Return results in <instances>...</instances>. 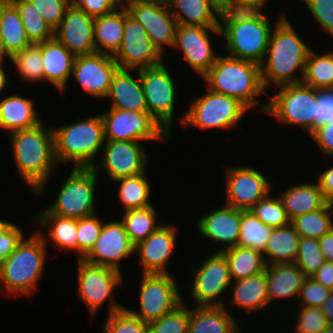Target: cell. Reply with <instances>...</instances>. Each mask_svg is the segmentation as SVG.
Segmentation results:
<instances>
[{
	"label": "cell",
	"instance_id": "cell-1",
	"mask_svg": "<svg viewBox=\"0 0 333 333\" xmlns=\"http://www.w3.org/2000/svg\"><path fill=\"white\" fill-rule=\"evenodd\" d=\"M299 36L287 16L280 14L274 23L265 59L260 65L266 92L272 83L277 87L302 83L311 47Z\"/></svg>",
	"mask_w": 333,
	"mask_h": 333
},
{
	"label": "cell",
	"instance_id": "cell-2",
	"mask_svg": "<svg viewBox=\"0 0 333 333\" xmlns=\"http://www.w3.org/2000/svg\"><path fill=\"white\" fill-rule=\"evenodd\" d=\"M10 134L16 170L36 195L42 194L58 163L54 153L52 127L42 122Z\"/></svg>",
	"mask_w": 333,
	"mask_h": 333
},
{
	"label": "cell",
	"instance_id": "cell-3",
	"mask_svg": "<svg viewBox=\"0 0 333 333\" xmlns=\"http://www.w3.org/2000/svg\"><path fill=\"white\" fill-rule=\"evenodd\" d=\"M219 27L229 56L259 65L263 63L274 29L264 11L233 10L222 13Z\"/></svg>",
	"mask_w": 333,
	"mask_h": 333
},
{
	"label": "cell",
	"instance_id": "cell-4",
	"mask_svg": "<svg viewBox=\"0 0 333 333\" xmlns=\"http://www.w3.org/2000/svg\"><path fill=\"white\" fill-rule=\"evenodd\" d=\"M37 231L19 243L14 252L0 264V293L32 296L46 264L49 240Z\"/></svg>",
	"mask_w": 333,
	"mask_h": 333
},
{
	"label": "cell",
	"instance_id": "cell-5",
	"mask_svg": "<svg viewBox=\"0 0 333 333\" xmlns=\"http://www.w3.org/2000/svg\"><path fill=\"white\" fill-rule=\"evenodd\" d=\"M208 89L230 96L249 111L260 104L265 93L260 65L248 60L220 55L212 68L202 77Z\"/></svg>",
	"mask_w": 333,
	"mask_h": 333
},
{
	"label": "cell",
	"instance_id": "cell-6",
	"mask_svg": "<svg viewBox=\"0 0 333 333\" xmlns=\"http://www.w3.org/2000/svg\"><path fill=\"white\" fill-rule=\"evenodd\" d=\"M52 130L58 164L69 162L73 163V167L92 168L97 163L95 158L105 142L104 123L100 113L80 118L68 125L54 126Z\"/></svg>",
	"mask_w": 333,
	"mask_h": 333
},
{
	"label": "cell",
	"instance_id": "cell-7",
	"mask_svg": "<svg viewBox=\"0 0 333 333\" xmlns=\"http://www.w3.org/2000/svg\"><path fill=\"white\" fill-rule=\"evenodd\" d=\"M279 90L258 109L275 115L283 125H298L308 134L314 131L317 89L303 83L278 87Z\"/></svg>",
	"mask_w": 333,
	"mask_h": 333
},
{
	"label": "cell",
	"instance_id": "cell-8",
	"mask_svg": "<svg viewBox=\"0 0 333 333\" xmlns=\"http://www.w3.org/2000/svg\"><path fill=\"white\" fill-rule=\"evenodd\" d=\"M248 111L238 100L208 89L205 94L193 99L180 122L186 127L196 126L200 130H229L237 126Z\"/></svg>",
	"mask_w": 333,
	"mask_h": 333
},
{
	"label": "cell",
	"instance_id": "cell-9",
	"mask_svg": "<svg viewBox=\"0 0 333 333\" xmlns=\"http://www.w3.org/2000/svg\"><path fill=\"white\" fill-rule=\"evenodd\" d=\"M98 176L93 168L73 167L61 185L57 199L46 209L52 214L73 219L95 214Z\"/></svg>",
	"mask_w": 333,
	"mask_h": 333
},
{
	"label": "cell",
	"instance_id": "cell-10",
	"mask_svg": "<svg viewBox=\"0 0 333 333\" xmlns=\"http://www.w3.org/2000/svg\"><path fill=\"white\" fill-rule=\"evenodd\" d=\"M77 261V293L90 314L96 315L106 300L109 301L108 314L123 309L112 294L114 289L123 286L122 273L109 267L88 263L83 259Z\"/></svg>",
	"mask_w": 333,
	"mask_h": 333
},
{
	"label": "cell",
	"instance_id": "cell-11",
	"mask_svg": "<svg viewBox=\"0 0 333 333\" xmlns=\"http://www.w3.org/2000/svg\"><path fill=\"white\" fill-rule=\"evenodd\" d=\"M166 65L140 69V79L148 113L170 134L178 87Z\"/></svg>",
	"mask_w": 333,
	"mask_h": 333
},
{
	"label": "cell",
	"instance_id": "cell-12",
	"mask_svg": "<svg viewBox=\"0 0 333 333\" xmlns=\"http://www.w3.org/2000/svg\"><path fill=\"white\" fill-rule=\"evenodd\" d=\"M128 15L146 30L150 41L165 56V45L173 47L177 21L166 0H122Z\"/></svg>",
	"mask_w": 333,
	"mask_h": 333
},
{
	"label": "cell",
	"instance_id": "cell-13",
	"mask_svg": "<svg viewBox=\"0 0 333 333\" xmlns=\"http://www.w3.org/2000/svg\"><path fill=\"white\" fill-rule=\"evenodd\" d=\"M140 282V312L128 310L143 322L150 323L172 312L184 300L180 287L170 274H142Z\"/></svg>",
	"mask_w": 333,
	"mask_h": 333
},
{
	"label": "cell",
	"instance_id": "cell-14",
	"mask_svg": "<svg viewBox=\"0 0 333 333\" xmlns=\"http://www.w3.org/2000/svg\"><path fill=\"white\" fill-rule=\"evenodd\" d=\"M197 269L193 268V280L189 284L196 307L225 306L221 296L231 286L229 264L222 252L210 254Z\"/></svg>",
	"mask_w": 333,
	"mask_h": 333
},
{
	"label": "cell",
	"instance_id": "cell-15",
	"mask_svg": "<svg viewBox=\"0 0 333 333\" xmlns=\"http://www.w3.org/2000/svg\"><path fill=\"white\" fill-rule=\"evenodd\" d=\"M100 115L104 123L105 140L141 142L170 137L148 112L108 108Z\"/></svg>",
	"mask_w": 333,
	"mask_h": 333
},
{
	"label": "cell",
	"instance_id": "cell-16",
	"mask_svg": "<svg viewBox=\"0 0 333 333\" xmlns=\"http://www.w3.org/2000/svg\"><path fill=\"white\" fill-rule=\"evenodd\" d=\"M113 57L119 68L134 71L158 66L165 60L150 41L145 28L128 15L126 8L123 41Z\"/></svg>",
	"mask_w": 333,
	"mask_h": 333
},
{
	"label": "cell",
	"instance_id": "cell-17",
	"mask_svg": "<svg viewBox=\"0 0 333 333\" xmlns=\"http://www.w3.org/2000/svg\"><path fill=\"white\" fill-rule=\"evenodd\" d=\"M225 204L240 210H250L258 201L265 198L274 184L259 170L249 165L230 166L225 169Z\"/></svg>",
	"mask_w": 333,
	"mask_h": 333
},
{
	"label": "cell",
	"instance_id": "cell-18",
	"mask_svg": "<svg viewBox=\"0 0 333 333\" xmlns=\"http://www.w3.org/2000/svg\"><path fill=\"white\" fill-rule=\"evenodd\" d=\"M136 141H110L105 140L102 148V161L98 166L96 163L92 168L99 174L104 172L114 182L117 179L136 176L146 171L148 165L145 146ZM102 166V168H101Z\"/></svg>",
	"mask_w": 333,
	"mask_h": 333
},
{
	"label": "cell",
	"instance_id": "cell-19",
	"mask_svg": "<svg viewBox=\"0 0 333 333\" xmlns=\"http://www.w3.org/2000/svg\"><path fill=\"white\" fill-rule=\"evenodd\" d=\"M210 33L220 37V27L180 24L176 27L173 48L183 52V59L201 78L212 68L219 56L212 47Z\"/></svg>",
	"mask_w": 333,
	"mask_h": 333
},
{
	"label": "cell",
	"instance_id": "cell-20",
	"mask_svg": "<svg viewBox=\"0 0 333 333\" xmlns=\"http://www.w3.org/2000/svg\"><path fill=\"white\" fill-rule=\"evenodd\" d=\"M134 254L135 245L131 242L123 223L120 220H112L104 222L99 237L83 260L121 272V261Z\"/></svg>",
	"mask_w": 333,
	"mask_h": 333
},
{
	"label": "cell",
	"instance_id": "cell-21",
	"mask_svg": "<svg viewBox=\"0 0 333 333\" xmlns=\"http://www.w3.org/2000/svg\"><path fill=\"white\" fill-rule=\"evenodd\" d=\"M119 68L114 57L109 54L94 53L76 56L72 76L84 91L93 98H106L114 73Z\"/></svg>",
	"mask_w": 333,
	"mask_h": 333
},
{
	"label": "cell",
	"instance_id": "cell-22",
	"mask_svg": "<svg viewBox=\"0 0 333 333\" xmlns=\"http://www.w3.org/2000/svg\"><path fill=\"white\" fill-rule=\"evenodd\" d=\"M93 31L94 18L71 3L54 37L74 56L91 55L96 53Z\"/></svg>",
	"mask_w": 333,
	"mask_h": 333
},
{
	"label": "cell",
	"instance_id": "cell-23",
	"mask_svg": "<svg viewBox=\"0 0 333 333\" xmlns=\"http://www.w3.org/2000/svg\"><path fill=\"white\" fill-rule=\"evenodd\" d=\"M175 225L161 224L145 240L135 245V254L139 255L141 274H170L168 263L176 247L177 233Z\"/></svg>",
	"mask_w": 333,
	"mask_h": 333
},
{
	"label": "cell",
	"instance_id": "cell-24",
	"mask_svg": "<svg viewBox=\"0 0 333 333\" xmlns=\"http://www.w3.org/2000/svg\"><path fill=\"white\" fill-rule=\"evenodd\" d=\"M222 208L202 215L197 223L198 231L204 237L222 243L215 252L236 247L238 245L241 226V210L224 204ZM225 244V245H224Z\"/></svg>",
	"mask_w": 333,
	"mask_h": 333
},
{
	"label": "cell",
	"instance_id": "cell-25",
	"mask_svg": "<svg viewBox=\"0 0 333 333\" xmlns=\"http://www.w3.org/2000/svg\"><path fill=\"white\" fill-rule=\"evenodd\" d=\"M131 69L118 68L114 73L110 91L106 98L111 100V107L132 112H148L143 85L140 79V70L136 77Z\"/></svg>",
	"mask_w": 333,
	"mask_h": 333
},
{
	"label": "cell",
	"instance_id": "cell-26",
	"mask_svg": "<svg viewBox=\"0 0 333 333\" xmlns=\"http://www.w3.org/2000/svg\"><path fill=\"white\" fill-rule=\"evenodd\" d=\"M44 81L51 83L63 93L72 75L75 57L55 37L41 43Z\"/></svg>",
	"mask_w": 333,
	"mask_h": 333
},
{
	"label": "cell",
	"instance_id": "cell-27",
	"mask_svg": "<svg viewBox=\"0 0 333 333\" xmlns=\"http://www.w3.org/2000/svg\"><path fill=\"white\" fill-rule=\"evenodd\" d=\"M269 303L276 299L299 297L306 276L295 263L266 265Z\"/></svg>",
	"mask_w": 333,
	"mask_h": 333
},
{
	"label": "cell",
	"instance_id": "cell-28",
	"mask_svg": "<svg viewBox=\"0 0 333 333\" xmlns=\"http://www.w3.org/2000/svg\"><path fill=\"white\" fill-rule=\"evenodd\" d=\"M32 99L13 94L0 101V128L10 133L32 128L42 120Z\"/></svg>",
	"mask_w": 333,
	"mask_h": 333
},
{
	"label": "cell",
	"instance_id": "cell-29",
	"mask_svg": "<svg viewBox=\"0 0 333 333\" xmlns=\"http://www.w3.org/2000/svg\"><path fill=\"white\" fill-rule=\"evenodd\" d=\"M124 27L125 7L123 4L112 13L94 18L93 33L96 53L114 56L121 47Z\"/></svg>",
	"mask_w": 333,
	"mask_h": 333
},
{
	"label": "cell",
	"instance_id": "cell-30",
	"mask_svg": "<svg viewBox=\"0 0 333 333\" xmlns=\"http://www.w3.org/2000/svg\"><path fill=\"white\" fill-rule=\"evenodd\" d=\"M229 290L233 293L231 301H228L229 304L244 309L248 314L262 310L269 304L265 271L245 279L232 281Z\"/></svg>",
	"mask_w": 333,
	"mask_h": 333
},
{
	"label": "cell",
	"instance_id": "cell-31",
	"mask_svg": "<svg viewBox=\"0 0 333 333\" xmlns=\"http://www.w3.org/2000/svg\"><path fill=\"white\" fill-rule=\"evenodd\" d=\"M279 198L290 221L317 211L327 203L317 181L315 184L306 182L286 187Z\"/></svg>",
	"mask_w": 333,
	"mask_h": 333
},
{
	"label": "cell",
	"instance_id": "cell-32",
	"mask_svg": "<svg viewBox=\"0 0 333 333\" xmlns=\"http://www.w3.org/2000/svg\"><path fill=\"white\" fill-rule=\"evenodd\" d=\"M226 306L190 308L189 333H239V324Z\"/></svg>",
	"mask_w": 333,
	"mask_h": 333
},
{
	"label": "cell",
	"instance_id": "cell-33",
	"mask_svg": "<svg viewBox=\"0 0 333 333\" xmlns=\"http://www.w3.org/2000/svg\"><path fill=\"white\" fill-rule=\"evenodd\" d=\"M1 57L10 58L32 44L27 36L20 13L10 1L1 3Z\"/></svg>",
	"mask_w": 333,
	"mask_h": 333
},
{
	"label": "cell",
	"instance_id": "cell-34",
	"mask_svg": "<svg viewBox=\"0 0 333 333\" xmlns=\"http://www.w3.org/2000/svg\"><path fill=\"white\" fill-rule=\"evenodd\" d=\"M177 24L219 27L220 14L208 0H166Z\"/></svg>",
	"mask_w": 333,
	"mask_h": 333
},
{
	"label": "cell",
	"instance_id": "cell-35",
	"mask_svg": "<svg viewBox=\"0 0 333 333\" xmlns=\"http://www.w3.org/2000/svg\"><path fill=\"white\" fill-rule=\"evenodd\" d=\"M300 239L291 222L286 226L273 228L263 252L266 265L295 263Z\"/></svg>",
	"mask_w": 333,
	"mask_h": 333
},
{
	"label": "cell",
	"instance_id": "cell-36",
	"mask_svg": "<svg viewBox=\"0 0 333 333\" xmlns=\"http://www.w3.org/2000/svg\"><path fill=\"white\" fill-rule=\"evenodd\" d=\"M37 215L35 222L47 229L52 244L60 251H75L78 259L77 219L52 214L46 208Z\"/></svg>",
	"mask_w": 333,
	"mask_h": 333
},
{
	"label": "cell",
	"instance_id": "cell-37",
	"mask_svg": "<svg viewBox=\"0 0 333 333\" xmlns=\"http://www.w3.org/2000/svg\"><path fill=\"white\" fill-rule=\"evenodd\" d=\"M228 264L233 281L245 279L265 271L263 253L250 247L236 246L222 251Z\"/></svg>",
	"mask_w": 333,
	"mask_h": 333
},
{
	"label": "cell",
	"instance_id": "cell-38",
	"mask_svg": "<svg viewBox=\"0 0 333 333\" xmlns=\"http://www.w3.org/2000/svg\"><path fill=\"white\" fill-rule=\"evenodd\" d=\"M147 170L136 176L120 178L114 181L119 183L118 196L125 210L141 209L152 206L150 203L151 184L145 176Z\"/></svg>",
	"mask_w": 333,
	"mask_h": 333
},
{
	"label": "cell",
	"instance_id": "cell-39",
	"mask_svg": "<svg viewBox=\"0 0 333 333\" xmlns=\"http://www.w3.org/2000/svg\"><path fill=\"white\" fill-rule=\"evenodd\" d=\"M123 213L120 221L134 245L145 240L161 225L156 220L158 214L153 206L127 210Z\"/></svg>",
	"mask_w": 333,
	"mask_h": 333
},
{
	"label": "cell",
	"instance_id": "cell-40",
	"mask_svg": "<svg viewBox=\"0 0 333 333\" xmlns=\"http://www.w3.org/2000/svg\"><path fill=\"white\" fill-rule=\"evenodd\" d=\"M302 83L315 89L333 88V52L318 54L311 48Z\"/></svg>",
	"mask_w": 333,
	"mask_h": 333
},
{
	"label": "cell",
	"instance_id": "cell-41",
	"mask_svg": "<svg viewBox=\"0 0 333 333\" xmlns=\"http://www.w3.org/2000/svg\"><path fill=\"white\" fill-rule=\"evenodd\" d=\"M272 231L273 227L264 224L250 210H241L238 246L250 247L263 253Z\"/></svg>",
	"mask_w": 333,
	"mask_h": 333
},
{
	"label": "cell",
	"instance_id": "cell-42",
	"mask_svg": "<svg viewBox=\"0 0 333 333\" xmlns=\"http://www.w3.org/2000/svg\"><path fill=\"white\" fill-rule=\"evenodd\" d=\"M333 213L328 202L319 210L298 216L291 221L303 238L320 239L333 229Z\"/></svg>",
	"mask_w": 333,
	"mask_h": 333
},
{
	"label": "cell",
	"instance_id": "cell-43",
	"mask_svg": "<svg viewBox=\"0 0 333 333\" xmlns=\"http://www.w3.org/2000/svg\"><path fill=\"white\" fill-rule=\"evenodd\" d=\"M18 9L31 43L39 44L54 38V30L28 0H10Z\"/></svg>",
	"mask_w": 333,
	"mask_h": 333
},
{
	"label": "cell",
	"instance_id": "cell-44",
	"mask_svg": "<svg viewBox=\"0 0 333 333\" xmlns=\"http://www.w3.org/2000/svg\"><path fill=\"white\" fill-rule=\"evenodd\" d=\"M10 62L15 65L17 74L26 82L44 81L43 60L41 56V43L30 44L22 51L15 53L10 58Z\"/></svg>",
	"mask_w": 333,
	"mask_h": 333
},
{
	"label": "cell",
	"instance_id": "cell-45",
	"mask_svg": "<svg viewBox=\"0 0 333 333\" xmlns=\"http://www.w3.org/2000/svg\"><path fill=\"white\" fill-rule=\"evenodd\" d=\"M182 302L172 312L148 323V333H189L190 309Z\"/></svg>",
	"mask_w": 333,
	"mask_h": 333
},
{
	"label": "cell",
	"instance_id": "cell-46",
	"mask_svg": "<svg viewBox=\"0 0 333 333\" xmlns=\"http://www.w3.org/2000/svg\"><path fill=\"white\" fill-rule=\"evenodd\" d=\"M269 193L258 201L250 211L267 226L276 228L288 225L289 220L279 196L271 197Z\"/></svg>",
	"mask_w": 333,
	"mask_h": 333
},
{
	"label": "cell",
	"instance_id": "cell-47",
	"mask_svg": "<svg viewBox=\"0 0 333 333\" xmlns=\"http://www.w3.org/2000/svg\"><path fill=\"white\" fill-rule=\"evenodd\" d=\"M326 261L318 239L301 237L295 264L306 277H312Z\"/></svg>",
	"mask_w": 333,
	"mask_h": 333
},
{
	"label": "cell",
	"instance_id": "cell-48",
	"mask_svg": "<svg viewBox=\"0 0 333 333\" xmlns=\"http://www.w3.org/2000/svg\"><path fill=\"white\" fill-rule=\"evenodd\" d=\"M104 333H148V323L133 315L127 308L108 314Z\"/></svg>",
	"mask_w": 333,
	"mask_h": 333
},
{
	"label": "cell",
	"instance_id": "cell-49",
	"mask_svg": "<svg viewBox=\"0 0 333 333\" xmlns=\"http://www.w3.org/2000/svg\"><path fill=\"white\" fill-rule=\"evenodd\" d=\"M92 214L77 219L78 259H83L92 249L100 235L104 221Z\"/></svg>",
	"mask_w": 333,
	"mask_h": 333
},
{
	"label": "cell",
	"instance_id": "cell-50",
	"mask_svg": "<svg viewBox=\"0 0 333 333\" xmlns=\"http://www.w3.org/2000/svg\"><path fill=\"white\" fill-rule=\"evenodd\" d=\"M300 309V310H299ZM298 309L295 320V333H322L328 326L321 307H303Z\"/></svg>",
	"mask_w": 333,
	"mask_h": 333
},
{
	"label": "cell",
	"instance_id": "cell-51",
	"mask_svg": "<svg viewBox=\"0 0 333 333\" xmlns=\"http://www.w3.org/2000/svg\"><path fill=\"white\" fill-rule=\"evenodd\" d=\"M41 14L48 25L55 30L65 16L72 0H28Z\"/></svg>",
	"mask_w": 333,
	"mask_h": 333
},
{
	"label": "cell",
	"instance_id": "cell-52",
	"mask_svg": "<svg viewBox=\"0 0 333 333\" xmlns=\"http://www.w3.org/2000/svg\"><path fill=\"white\" fill-rule=\"evenodd\" d=\"M22 229L15 223L0 220V264L5 261L23 240Z\"/></svg>",
	"mask_w": 333,
	"mask_h": 333
},
{
	"label": "cell",
	"instance_id": "cell-53",
	"mask_svg": "<svg viewBox=\"0 0 333 333\" xmlns=\"http://www.w3.org/2000/svg\"><path fill=\"white\" fill-rule=\"evenodd\" d=\"M331 291L314 278L306 277L298 298L303 307H321Z\"/></svg>",
	"mask_w": 333,
	"mask_h": 333
},
{
	"label": "cell",
	"instance_id": "cell-54",
	"mask_svg": "<svg viewBox=\"0 0 333 333\" xmlns=\"http://www.w3.org/2000/svg\"><path fill=\"white\" fill-rule=\"evenodd\" d=\"M303 2L322 30L333 38V0H303Z\"/></svg>",
	"mask_w": 333,
	"mask_h": 333
},
{
	"label": "cell",
	"instance_id": "cell-55",
	"mask_svg": "<svg viewBox=\"0 0 333 333\" xmlns=\"http://www.w3.org/2000/svg\"><path fill=\"white\" fill-rule=\"evenodd\" d=\"M328 123H333V88L317 89V114L314 118V130Z\"/></svg>",
	"mask_w": 333,
	"mask_h": 333
},
{
	"label": "cell",
	"instance_id": "cell-56",
	"mask_svg": "<svg viewBox=\"0 0 333 333\" xmlns=\"http://www.w3.org/2000/svg\"><path fill=\"white\" fill-rule=\"evenodd\" d=\"M72 3L92 18L112 13L122 0H72Z\"/></svg>",
	"mask_w": 333,
	"mask_h": 333
},
{
	"label": "cell",
	"instance_id": "cell-57",
	"mask_svg": "<svg viewBox=\"0 0 333 333\" xmlns=\"http://www.w3.org/2000/svg\"><path fill=\"white\" fill-rule=\"evenodd\" d=\"M310 136L327 157L333 154V123L316 128Z\"/></svg>",
	"mask_w": 333,
	"mask_h": 333
},
{
	"label": "cell",
	"instance_id": "cell-58",
	"mask_svg": "<svg viewBox=\"0 0 333 333\" xmlns=\"http://www.w3.org/2000/svg\"><path fill=\"white\" fill-rule=\"evenodd\" d=\"M316 181L319 184L324 199L327 202L331 200L333 198V166L322 171Z\"/></svg>",
	"mask_w": 333,
	"mask_h": 333
},
{
	"label": "cell",
	"instance_id": "cell-59",
	"mask_svg": "<svg viewBox=\"0 0 333 333\" xmlns=\"http://www.w3.org/2000/svg\"><path fill=\"white\" fill-rule=\"evenodd\" d=\"M312 278L324 287L333 290V261H325Z\"/></svg>",
	"mask_w": 333,
	"mask_h": 333
},
{
	"label": "cell",
	"instance_id": "cell-60",
	"mask_svg": "<svg viewBox=\"0 0 333 333\" xmlns=\"http://www.w3.org/2000/svg\"><path fill=\"white\" fill-rule=\"evenodd\" d=\"M269 0H235V11L263 12Z\"/></svg>",
	"mask_w": 333,
	"mask_h": 333
},
{
	"label": "cell",
	"instance_id": "cell-61",
	"mask_svg": "<svg viewBox=\"0 0 333 333\" xmlns=\"http://www.w3.org/2000/svg\"><path fill=\"white\" fill-rule=\"evenodd\" d=\"M318 242L326 261H333V229L318 239Z\"/></svg>",
	"mask_w": 333,
	"mask_h": 333
},
{
	"label": "cell",
	"instance_id": "cell-62",
	"mask_svg": "<svg viewBox=\"0 0 333 333\" xmlns=\"http://www.w3.org/2000/svg\"><path fill=\"white\" fill-rule=\"evenodd\" d=\"M208 1L219 14L234 10L235 0H208Z\"/></svg>",
	"mask_w": 333,
	"mask_h": 333
},
{
	"label": "cell",
	"instance_id": "cell-63",
	"mask_svg": "<svg viewBox=\"0 0 333 333\" xmlns=\"http://www.w3.org/2000/svg\"><path fill=\"white\" fill-rule=\"evenodd\" d=\"M321 310L325 314L328 324L333 325V290L323 302Z\"/></svg>",
	"mask_w": 333,
	"mask_h": 333
},
{
	"label": "cell",
	"instance_id": "cell-64",
	"mask_svg": "<svg viewBox=\"0 0 333 333\" xmlns=\"http://www.w3.org/2000/svg\"><path fill=\"white\" fill-rule=\"evenodd\" d=\"M4 60H7V58L0 57V92H2V90L7 86L8 83V79L6 78L8 74L3 68V63H5Z\"/></svg>",
	"mask_w": 333,
	"mask_h": 333
},
{
	"label": "cell",
	"instance_id": "cell-65",
	"mask_svg": "<svg viewBox=\"0 0 333 333\" xmlns=\"http://www.w3.org/2000/svg\"><path fill=\"white\" fill-rule=\"evenodd\" d=\"M322 333H333V325L328 324L327 328Z\"/></svg>",
	"mask_w": 333,
	"mask_h": 333
},
{
	"label": "cell",
	"instance_id": "cell-66",
	"mask_svg": "<svg viewBox=\"0 0 333 333\" xmlns=\"http://www.w3.org/2000/svg\"><path fill=\"white\" fill-rule=\"evenodd\" d=\"M1 23H2V21H1V3H0V57H1V33H2Z\"/></svg>",
	"mask_w": 333,
	"mask_h": 333
},
{
	"label": "cell",
	"instance_id": "cell-67",
	"mask_svg": "<svg viewBox=\"0 0 333 333\" xmlns=\"http://www.w3.org/2000/svg\"><path fill=\"white\" fill-rule=\"evenodd\" d=\"M328 204H329V206H330V208H331V211H332V213H333V198H332L331 200L328 201Z\"/></svg>",
	"mask_w": 333,
	"mask_h": 333
},
{
	"label": "cell",
	"instance_id": "cell-68",
	"mask_svg": "<svg viewBox=\"0 0 333 333\" xmlns=\"http://www.w3.org/2000/svg\"><path fill=\"white\" fill-rule=\"evenodd\" d=\"M6 1H8V0H0V3L6 2Z\"/></svg>",
	"mask_w": 333,
	"mask_h": 333
}]
</instances>
